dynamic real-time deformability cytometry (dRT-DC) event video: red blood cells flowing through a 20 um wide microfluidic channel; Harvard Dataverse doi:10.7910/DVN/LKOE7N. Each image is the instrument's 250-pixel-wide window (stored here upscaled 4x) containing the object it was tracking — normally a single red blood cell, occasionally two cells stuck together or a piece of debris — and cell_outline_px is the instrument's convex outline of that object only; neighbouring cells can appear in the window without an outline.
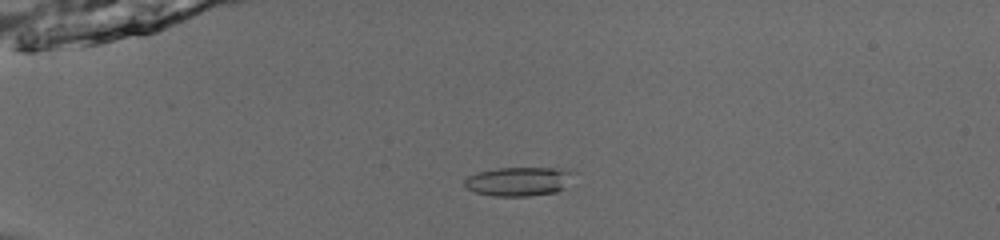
{"species": "common noctule bat (a hibernating species)", "species_latin": "Nyctalus noctula", "temperature_condition": "room temperature", "stored_images_in_passage": 53, "camera_frame_rate_fps": 3000, "um_per_image_px": 0.085, "animal": {"sex": "male", "body_mass_g": 13.0, "forearm_length_mm": 53.1}, "frame": {"image": 1, "passage_image": 15, "time_ms": 4.667, "image_size_px": [1000, 240], "cell_outline_px": [[580, 172], [564, 188], [556, 192], [528, 196], [492, 196], [476, 192], [468, 188], [464, 184], [464, 180], [468, 176], [476, 172], [496, 168], [572, 168]], "centroid_in_image_um": [44.21, 15.4], "position_along_channel_um": 40.8, "area_um2": 18.96}}
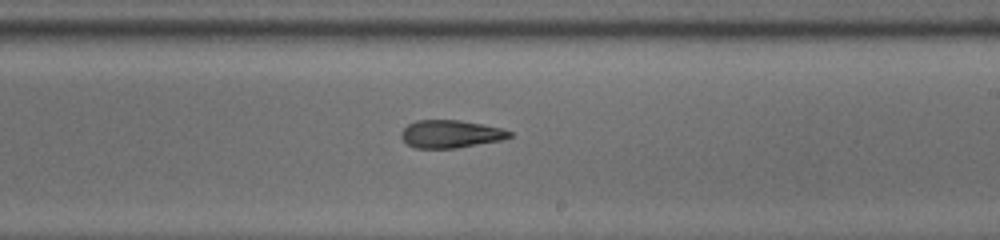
{"frame": {"image": 2, "passage_image": 34, "time_ms": 11.0, "image_size_px": [1000, 240], "cell_outline_px": [[512, 136], [504, 140], [456, 148], [416, 148], [408, 144], [400, 136], [400, 132], [408, 124], [416, 120], [460, 120], [500, 128], [512, 132]], "centroid_in_image_um": [38.3, 11.39], "position_along_channel_um": 250.7, "area_um2": 17.51}}
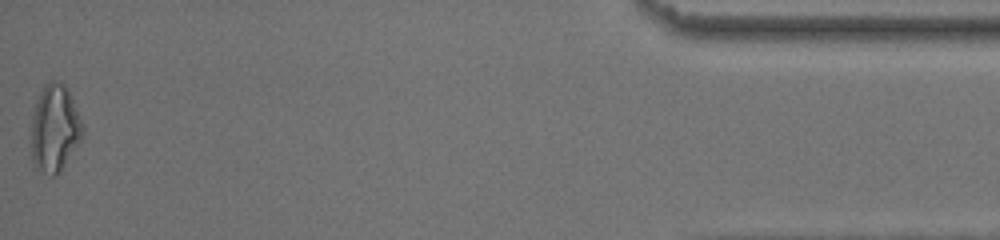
{"frame": {"image": 3, "passage_image": 53, "time_ms": 17.333, "image_size_px": [1000, 240], "cell_outline_px": [[84, 136], [60, 172], [56, 176], [52, 176], [32, 168], [32, 116], [36, 100], [44, 84], [48, 80], [60, 80], [68, 88], [84, 124]], "centroid_in_image_um": [4.67, 10.9], "position_along_channel_um": 430.5, "area_um2": 26.82}, "authors_computed_cell_mechanics": {"area_um2": 19.0162, "velocity_mm_per_s": 3.9918, "shape_relaxation_time_tau1_ms": 3.8453, "shape_relaxation_time_tau2_ms": 3.6066, "deformation_change_tau1": 0.131, "deformation_change_tau2": 0.0926}}